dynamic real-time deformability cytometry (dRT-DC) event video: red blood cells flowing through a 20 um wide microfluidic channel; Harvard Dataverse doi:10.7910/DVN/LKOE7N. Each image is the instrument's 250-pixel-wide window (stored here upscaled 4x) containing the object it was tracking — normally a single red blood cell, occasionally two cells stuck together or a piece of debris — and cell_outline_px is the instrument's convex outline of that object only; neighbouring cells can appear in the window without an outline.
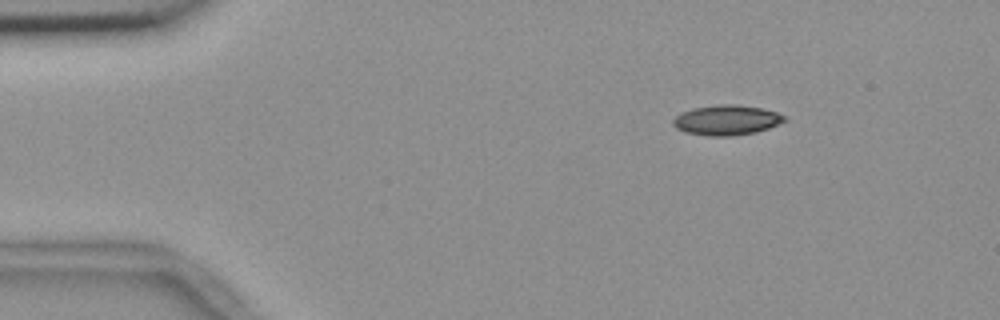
{"species": "common noctule bat (a hibernating species)", "species_latin": "Nyctalus noctula", "temperature_condition": "room temperature", "stored_images_in_passage": 48, "camera_frame_rate_fps": 3000, "um_per_image_px": 0.085, "animal": {"sex": "female", "body_mass_g": 18.4}, "frame": {"image": 1, "passage_image": 1, "time_ms": 0.0, "image_size_px": [1000, 320], "cell_outline_px": [[788, 120], [768, 128], [756, 132], [732, 136], [708, 136], [684, 132], [676, 128], [672, 124], [672, 120], [680, 112], [692, 108], [716, 104], [736, 104], [760, 108], [776, 112], [784, 116]], "centroid_in_image_um": [61.72, 10.2], "position_along_channel_um": 23.3, "area_um2": 19.65}}
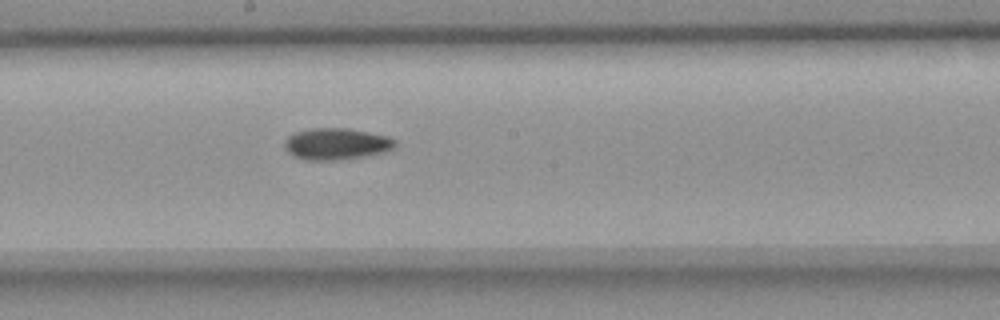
{"frame": {"image": 2, "passage_image": 23, "time_ms": 7.333, "image_size_px": [1000, 320], "cell_outline_px": [[396, 148], [384, 152], [364, 156], [340, 160], [304, 160], [292, 156], [284, 148], [284, 140], [288, 136], [296, 132], [312, 128], [348, 128], [388, 136], [396, 140]], "centroid_in_image_um": [28.58, 12.24], "position_along_channel_um": 219.6, "area_um2": 20.58}}
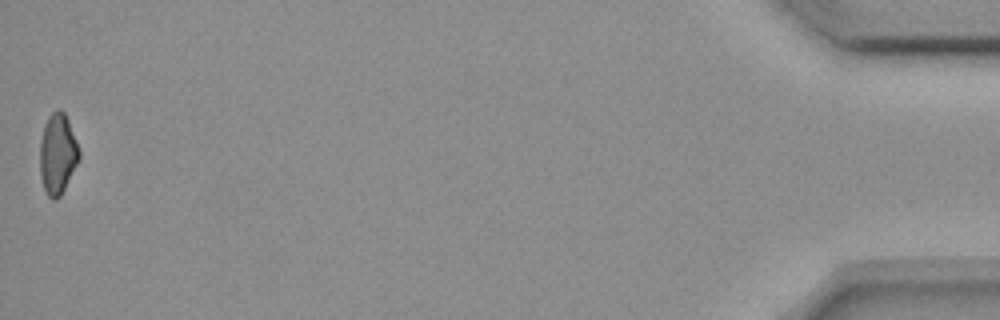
{"frame": {"image": 3, "passage_image": 48, "time_ms": 15.667, "image_size_px": [1000, 320], "cell_outline_px": [[80, 156], [60, 196], [56, 200], [52, 200], [48, 196], [44, 188], [40, 176], [40, 140], [44, 124], [48, 116], [56, 108], [60, 108], [64, 112], [68, 120], [76, 140], [80, 152]], "centroid_in_image_um": [4.87, 13.04], "position_along_channel_um": 430.3, "area_um2": 18.32}}